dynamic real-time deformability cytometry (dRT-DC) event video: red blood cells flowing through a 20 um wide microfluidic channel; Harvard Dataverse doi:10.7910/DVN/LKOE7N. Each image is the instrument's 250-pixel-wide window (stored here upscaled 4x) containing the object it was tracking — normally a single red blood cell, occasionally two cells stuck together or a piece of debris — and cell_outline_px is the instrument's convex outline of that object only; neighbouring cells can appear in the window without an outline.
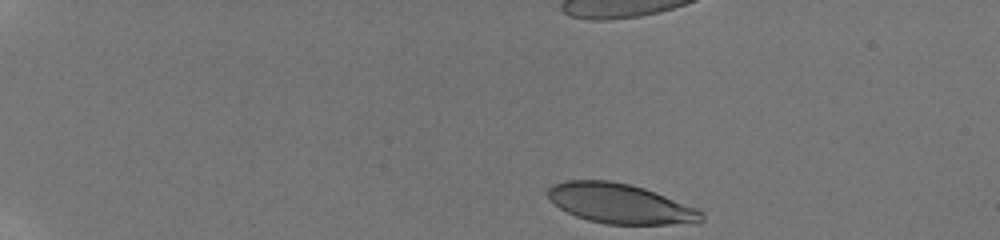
{"species": "human", "species_latin": "Homo sapiens", "temperature_condition": "room temperature", "stored_images_in_passage": 28, "camera_frame_rate_fps": 3000, "um_per_image_px": 0.085, "donor": {"sex": "male"}, "frame": {"image": 1, "passage_image": 1, "time_ms": 0.0, "image_size_px": [1000, 240], "cell_outline_px": [[704, 220], [700, 224], [608, 224], [588, 220], [576, 216], [560, 208], [548, 196], [548, 188], [552, 184], [568, 180], [608, 180], [632, 184], [644, 188], [696, 208], [704, 212]], "centroid_in_image_um": [52.76, 17.31], "position_along_channel_um": 32.2, "area_um2": 35.66}}
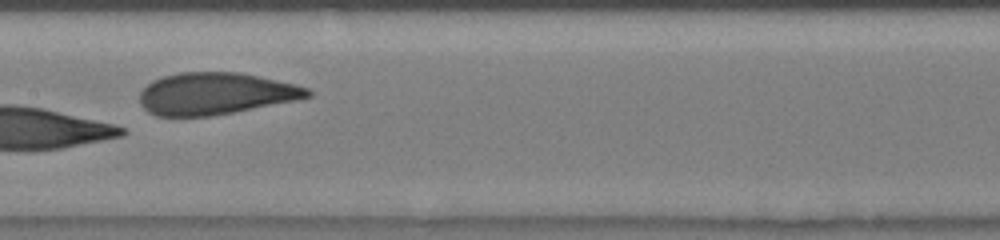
{"frame": {"image": 2, "passage_image": 17, "time_ms": 7.333, "image_size_px": [1000, 240], "cell_outline_px": [[312, 96], [296, 100], [212, 116], [156, 116], [148, 112], [140, 104], [140, 92], [152, 80], [164, 76], [180, 72], [240, 72], [260, 76], [296, 84], [308, 88], [312, 92]], "centroid_in_image_um": [18.32, 7.95], "position_along_channel_um": 189.1, "area_um2": 41.1}}
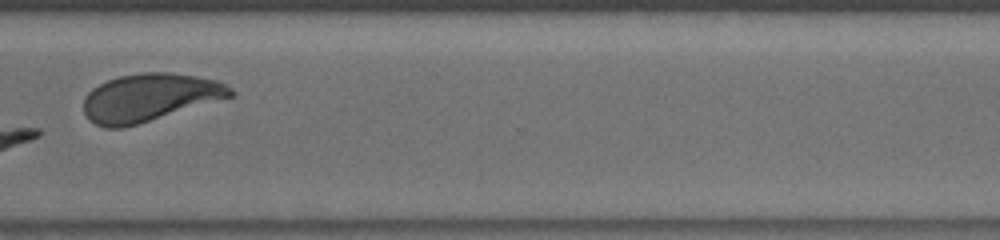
{"frame": {"image": 3, "passage_image": 26, "time_ms": 11.667, "image_size_px": [1000, 240], "cell_outline_px": [[236, 96], [124, 128], [104, 128], [88, 120], [84, 112], [84, 100], [88, 92], [92, 88], [108, 80], [120, 76], [144, 72], [168, 72], [196, 76], [216, 80], [228, 84], [236, 92]], "centroid_in_image_um": [12.76, 8.29], "position_along_channel_um": 357.8, "area_um2": 41.21}, "authors_computed_cell_mechanics": {"area_um2": 38.3214, "velocity_mm_per_s": 3.9147, "shape_relaxation_time_tau1_ms": 3.4728, "shape_relaxation_time_tau2_ms": 1.4119, "deformation_change_tau1": 0.1629, "deformation_change_tau2": 0.0721}}